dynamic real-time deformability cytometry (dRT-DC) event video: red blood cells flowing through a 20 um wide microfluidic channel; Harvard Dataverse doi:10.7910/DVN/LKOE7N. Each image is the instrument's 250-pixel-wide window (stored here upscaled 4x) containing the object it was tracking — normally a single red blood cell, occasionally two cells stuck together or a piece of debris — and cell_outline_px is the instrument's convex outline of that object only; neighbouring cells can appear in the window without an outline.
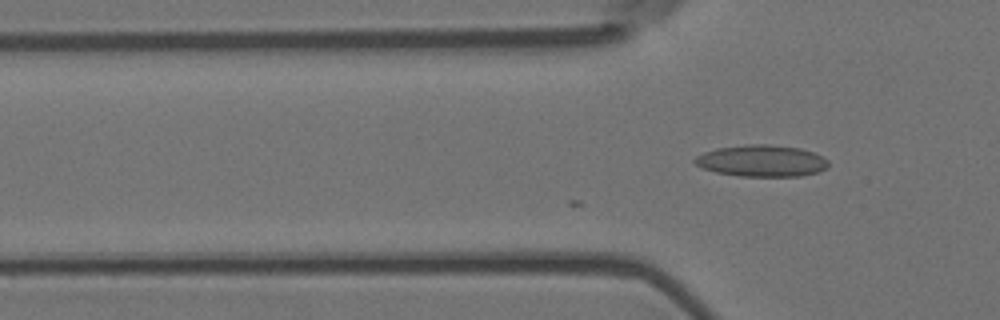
{"species": "Egyptian fruit bat (a non-hibernating species)", "species_latin": "Rousettus aegyptiacus", "temperature_condition": "room temperature", "stored_images_in_passage": 7, "camera_frame_rate_fps": 3000, "um_per_image_px": 0.085, "animal": {"sex": "female"}, "frame": {"image": 1, "passage_image": 7, "time_ms": 2.0, "image_size_px": [1000, 320], "cell_outline_px": [[828, 168], [820, 172], [800, 176], [740, 176], [716, 172], [700, 168], [692, 160], [696, 156], [704, 152], [716, 148], [748, 144], [764, 144], [800, 148], [824, 156], [828, 160]], "centroid_in_image_um": [64.75, 13.67], "position_along_channel_um": 61.1, "area_um2": 24.8}}